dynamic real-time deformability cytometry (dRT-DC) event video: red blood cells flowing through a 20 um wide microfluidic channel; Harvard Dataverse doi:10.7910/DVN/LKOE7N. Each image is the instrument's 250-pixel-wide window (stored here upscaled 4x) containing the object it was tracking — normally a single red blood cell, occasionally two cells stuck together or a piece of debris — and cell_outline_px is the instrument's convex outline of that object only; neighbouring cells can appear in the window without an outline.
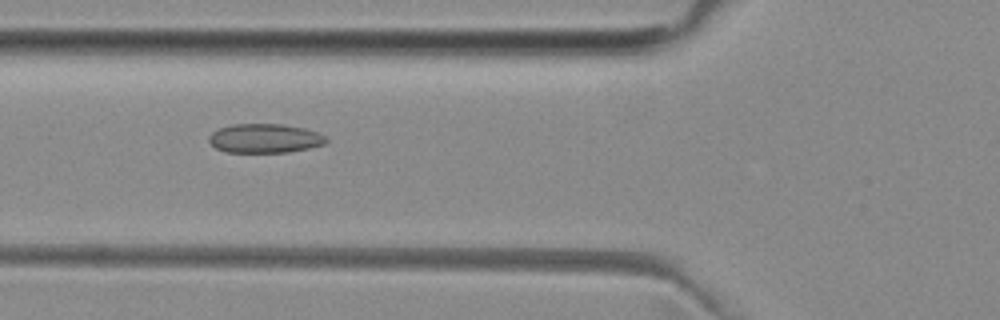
{"species": "common noctule bat (a hibernating species)", "species_latin": "Nyctalus noctula", "temperature_condition": "room temperature", "stored_images_in_passage": 52, "camera_frame_rate_fps": 3000, "um_per_image_px": 0.085, "animal": {"sex": "female", "body_mass_g": 29.2, "forearm_length_mm": 56.3}, "frame": {"image": 1, "passage_image": 19, "time_ms": 6.0, "image_size_px": [1000, 320], "cell_outline_px": [[328, 140], [324, 144], [308, 148], [288, 152], [224, 152], [216, 148], [208, 140], [208, 136], [212, 132], [220, 128], [232, 124], [284, 124], [304, 128], [316, 132], [324, 136]], "centroid_in_image_um": [22.48, 11.76], "position_along_channel_um": 103.3, "area_um2": 19.83}}
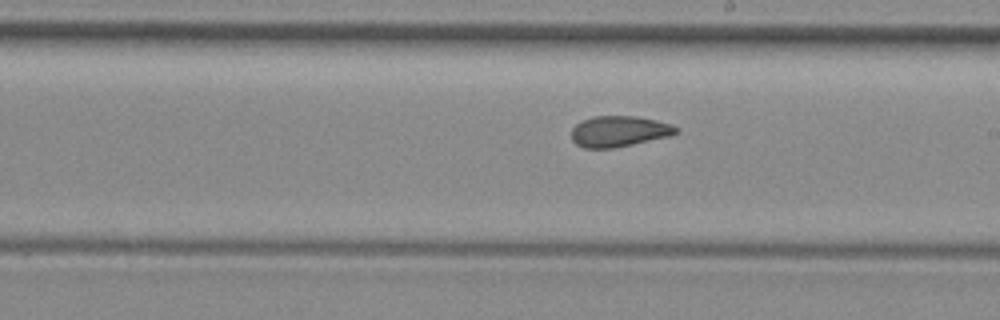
{"frame": {"image": 2, "passage_image": 29, "time_ms": 9.333, "image_size_px": [1000, 320], "cell_outline_px": [[680, 132], [668, 136], [632, 144], [612, 148], [584, 148], [576, 144], [572, 140], [572, 128], [580, 120], [592, 116], [636, 116], [656, 120], [672, 124], [680, 128]], "centroid_in_image_um": [52.62, 11.15], "position_along_channel_um": 236.4, "area_um2": 18.9}}
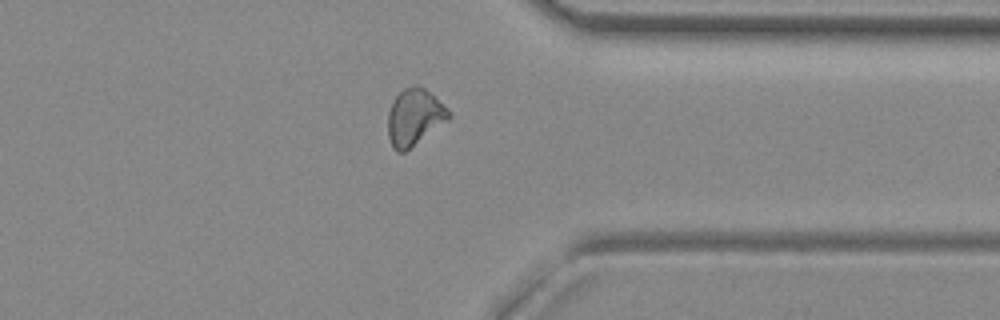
{"frame": {"image": 3, "passage_image": 40, "time_ms": 13.0, "image_size_px": [1000, 320], "cell_outline_px": [[452, 116], [448, 120], [404, 152], [396, 152], [392, 148], [388, 136], [388, 112], [396, 96], [404, 88], [416, 84], [424, 88], [448, 108]], "centroid_in_image_um": [35.22, 9.96], "position_along_channel_um": 376.2, "area_um2": 19.88}, "authors_computed_cell_mechanics": {"area_um2": 19.7676, "velocity_mm_per_s": 3.9892, "shape_relaxation_time_tau1_ms": null, "shape_relaxation_time_tau2_ms": 1.7856, "deformation_change_tau1": null, "deformation_change_tau2": 0.0753}}